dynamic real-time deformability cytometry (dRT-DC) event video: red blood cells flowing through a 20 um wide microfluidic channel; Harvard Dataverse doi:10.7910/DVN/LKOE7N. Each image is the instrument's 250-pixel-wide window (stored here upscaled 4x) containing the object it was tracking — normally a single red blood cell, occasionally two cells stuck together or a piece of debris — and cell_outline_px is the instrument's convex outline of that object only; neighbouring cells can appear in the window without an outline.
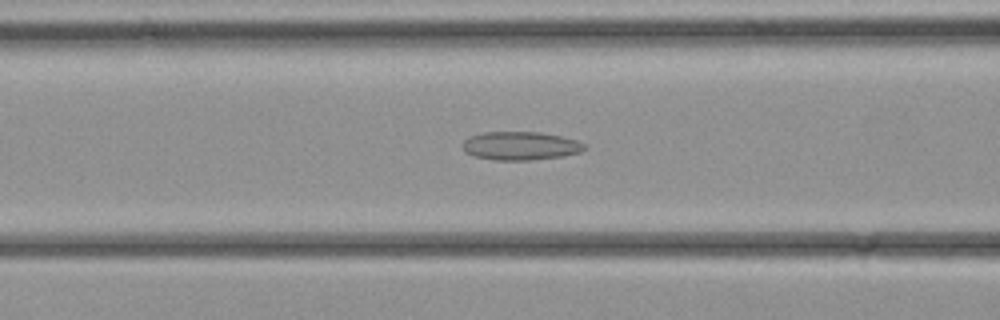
{"species": "common noctule bat (a hibernating species)", "species_latin": "Nyctalus noctula", "temperature_condition": "cold", "stored_images_in_passage": 23, "camera_frame_rate_fps": 3000, "um_per_image_px": 0.085, "animal": {"sex": "female", "body_mass_g": 21.9}, "frame": {"image": 1, "passage_image": 5, "time_ms": 1.333, "image_size_px": [1000, 320], "cell_outline_px": [[588, 148], [580, 152], [564, 156], [532, 160], [492, 160], [472, 156], [464, 152], [464, 140], [468, 136], [484, 132], [540, 132], [560, 136], [576, 140], [584, 144]], "centroid_in_image_um": [44.23, 12.4], "position_along_channel_um": 122.4, "area_um2": 20.35}}
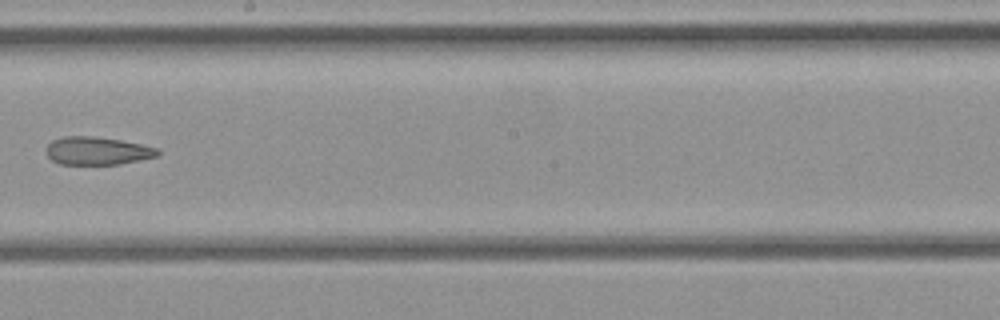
{"frame": {"image": 2, "passage_image": 11, "time_ms": 3.333, "image_size_px": [1000, 320], "cell_outline_px": [[160, 152], [156, 156], [120, 164], [60, 164], [52, 160], [44, 152], [48, 144], [52, 140], [64, 136], [92, 136], [120, 140], [160, 148]], "centroid_in_image_um": [8.24, 12.82], "position_along_channel_um": 240.0, "area_um2": 18.15}}
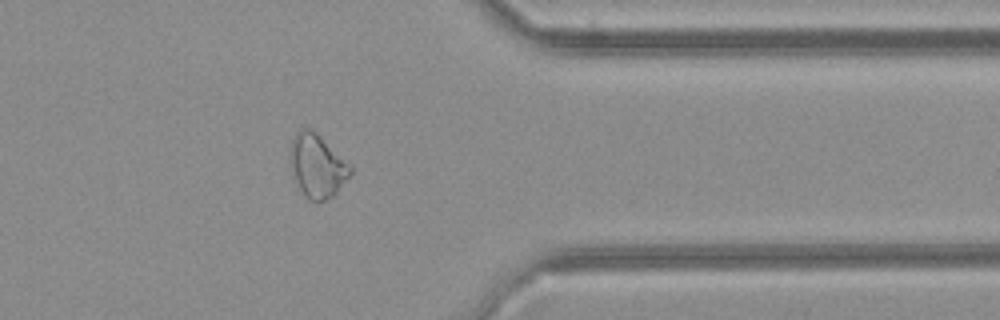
{"frame": {"image": 3, "passage_image": 19, "time_ms": 6.0, "image_size_px": [1000, 320], "cell_outline_px": [[352, 172], [336, 192], [332, 196], [324, 200], [308, 200], [300, 188], [292, 172], [292, 136], [300, 128], [308, 128], [316, 132], [352, 168]], "centroid_in_image_um": [26.95, 14.08], "position_along_channel_um": 384.4, "area_um2": 21.27}}